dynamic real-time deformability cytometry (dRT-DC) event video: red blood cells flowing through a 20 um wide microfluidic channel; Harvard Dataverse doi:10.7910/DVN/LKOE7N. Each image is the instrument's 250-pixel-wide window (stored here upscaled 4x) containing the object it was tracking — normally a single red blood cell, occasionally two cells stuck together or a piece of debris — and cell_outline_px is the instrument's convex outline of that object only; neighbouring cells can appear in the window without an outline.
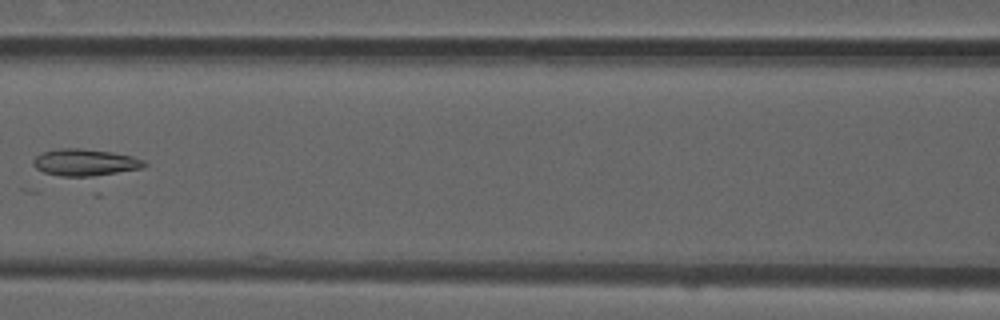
{"species": "common noctule bat (a hibernating species)", "species_latin": "Nyctalus noctula", "temperature_condition": "room temperature", "stored_images_in_passage": 7, "camera_frame_rate_fps": 3000, "um_per_image_px": 0.085, "animal": {"sex": "male", "forearm_length_mm": 52.5}, "frame": {"image": 1, "passage_image": 7, "time_ms": 2.0, "image_size_px": [1000, 320], "cell_outline_px": [[148, 164], [144, 168], [92, 180], [88, 180], [60, 176], [44, 172], [36, 168], [32, 164], [32, 160], [36, 156], [44, 152], [60, 148], [80, 148], [112, 152], [132, 156], [144, 160]], "centroid_in_image_um": [7.31, 13.88], "position_along_channel_um": 159.3, "area_um2": 18.61}}